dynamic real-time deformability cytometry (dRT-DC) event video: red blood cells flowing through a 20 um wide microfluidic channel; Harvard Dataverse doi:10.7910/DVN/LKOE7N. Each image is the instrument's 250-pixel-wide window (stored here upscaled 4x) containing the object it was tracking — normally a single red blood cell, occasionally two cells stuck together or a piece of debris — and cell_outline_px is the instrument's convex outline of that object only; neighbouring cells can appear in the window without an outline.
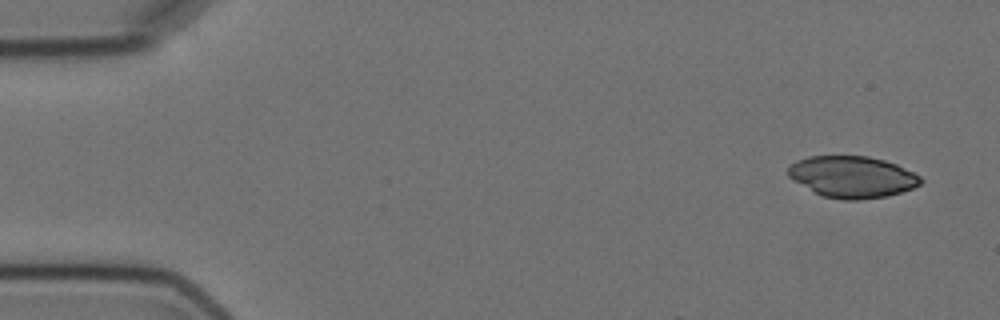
{"species": "Egyptian fruit bat (a non-hibernating species)", "species_latin": "Rousettus aegyptiacus", "temperature_condition": "cold", "stored_images_in_passage": 4, "camera_frame_rate_fps": 3000, "um_per_image_px": 0.085, "animal": {"sex": "female"}, "frame": {"image": 1, "passage_image": 1, "time_ms": 0.0, "image_size_px": [1000, 320], "cell_outline_px": [[924, 180], [920, 184], [912, 188], [900, 192], [884, 196], [860, 200], [844, 200], [820, 196], [788, 176], [788, 168], [796, 160], [808, 156], [868, 156], [884, 160], [896, 164], [920, 176]], "centroid_in_image_um": [72.43, 15.03], "position_along_channel_um": 12.6, "area_um2": 31.96}}